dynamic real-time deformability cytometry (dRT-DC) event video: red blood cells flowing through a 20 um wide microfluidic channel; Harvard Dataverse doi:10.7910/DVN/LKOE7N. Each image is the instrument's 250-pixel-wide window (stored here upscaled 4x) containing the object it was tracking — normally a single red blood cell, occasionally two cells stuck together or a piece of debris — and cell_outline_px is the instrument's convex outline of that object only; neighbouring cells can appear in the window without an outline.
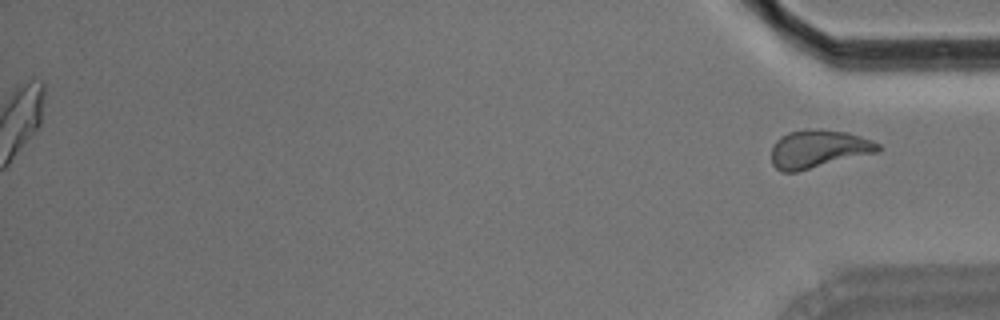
{"species": "Egyptian fruit bat (a non-hibernating species)", "species_latin": "Rousettus aegyptiacus", "temperature_condition": "room temperature", "stored_images_in_passage": 54, "segment_of_instrument_passage": [2, 2], "camera_frame_rate_fps": 3000, "um_per_image_px": 0.085, "animal": {"sex": "male"}, "frame": {"image": 1, "passage_image": 54, "time_ms": 17.667, "image_size_px": [1000, 320], "cell_outline_px": [[880, 152], [796, 172], [780, 172], [772, 164], [772, 144], [780, 136], [788, 132], [808, 128], [820, 128], [848, 132], [872, 140], [880, 144]], "centroid_in_image_um": [69.57, 12.65], "position_along_channel_um": 365.6, "area_um2": 24.1}}